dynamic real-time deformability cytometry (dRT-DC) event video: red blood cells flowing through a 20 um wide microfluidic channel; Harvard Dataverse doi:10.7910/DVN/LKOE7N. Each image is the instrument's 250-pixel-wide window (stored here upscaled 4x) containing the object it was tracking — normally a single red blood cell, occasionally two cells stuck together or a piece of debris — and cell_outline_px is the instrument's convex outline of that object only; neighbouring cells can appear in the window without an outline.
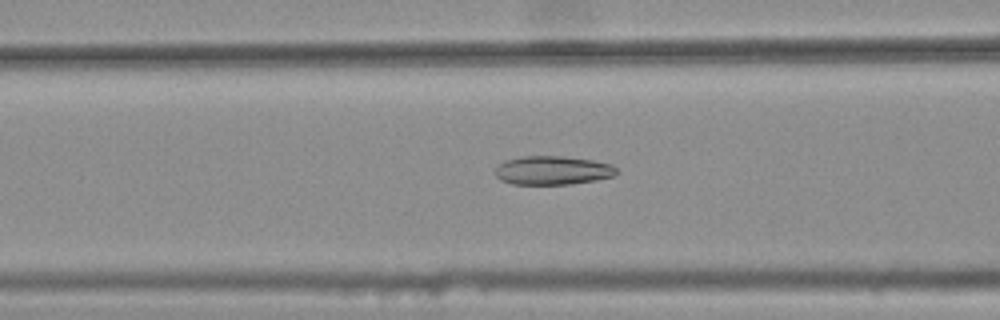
{"species": "common noctule bat (a hibernating species)", "species_latin": "Nyctalus noctula", "temperature_condition": "warm", "stored_images_in_passage": 35, "camera_frame_rate_fps": 3000, "um_per_image_px": 0.085, "animal": {"sex": "female", "body_mass_g": 25.1}, "frame": {"image": 1, "passage_image": 10, "time_ms": 3.0, "image_size_px": [1000, 320], "cell_outline_px": [[616, 172], [612, 176], [596, 180], [572, 184], [512, 184], [500, 180], [496, 176], [496, 168], [504, 160], [520, 156], [560, 156], [592, 160], [612, 164], [616, 168]], "centroid_in_image_um": [46.95, 14.48], "position_along_channel_um": 119.7, "area_um2": 20.29}}
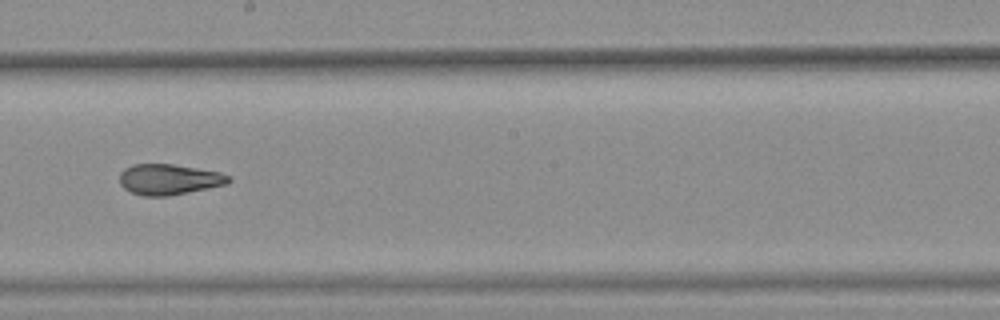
{"frame": {"image": 2, "passage_image": 19, "time_ms": 6.0, "image_size_px": [1000, 320], "cell_outline_px": [[232, 180], [228, 184], [168, 196], [144, 196], [132, 192], [124, 188], [120, 184], [120, 172], [124, 168], [132, 164], [172, 164], [220, 172], [232, 176]], "centroid_in_image_um": [14.38, 15.24], "position_along_channel_um": 233.8, "area_um2": 19.54}}
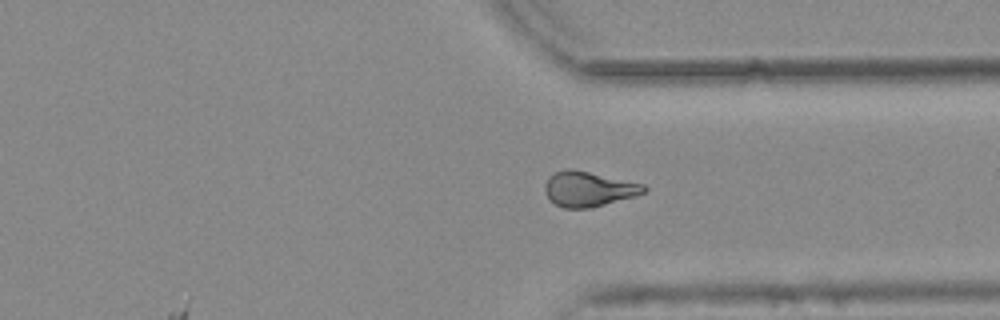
{"frame": {"image": 3, "passage_image": 29, "time_ms": 9.333, "image_size_px": [1000, 320], "cell_outline_px": [[648, 188], [644, 192], [636, 196], [592, 208], [564, 208], [556, 204], [544, 192], [544, 184], [548, 176], [552, 172], [564, 168], [572, 168], [644, 184]], "centroid_in_image_um": [50.0, 16.05], "position_along_channel_um": 361.4, "area_um2": 20.46}, "authors_computed_cell_mechanics": {"area_um2": 20.0566, "velocity_mm_per_s": 3.8109, "shape_relaxation_time_tau1_ms": null, "shape_relaxation_time_tau2_ms": 2.3288, "deformation_change_tau1": null, "deformation_change_tau2": 0.0914}}